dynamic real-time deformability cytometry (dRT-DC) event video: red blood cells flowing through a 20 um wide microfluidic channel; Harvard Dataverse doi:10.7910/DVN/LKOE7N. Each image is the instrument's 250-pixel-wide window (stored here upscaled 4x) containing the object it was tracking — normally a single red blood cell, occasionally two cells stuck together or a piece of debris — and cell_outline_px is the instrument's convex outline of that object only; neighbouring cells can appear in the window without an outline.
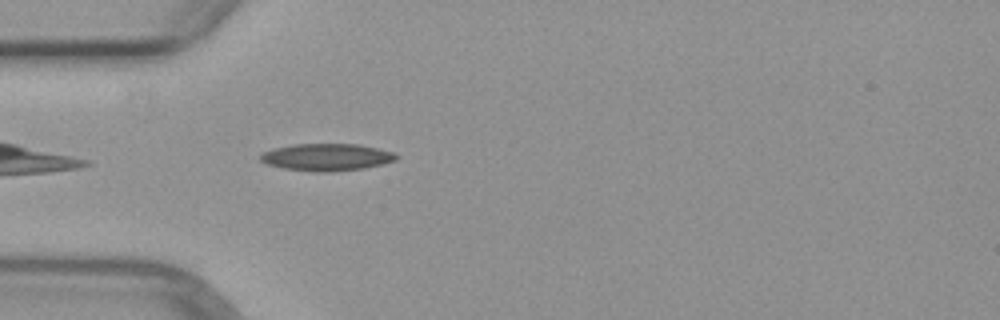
{"species": "common noctule bat (a hibernating species)", "species_latin": "Nyctalus noctula", "temperature_condition": "warm", "stored_images_in_passage": 5, "camera_frame_rate_fps": 3000, "um_per_image_px": 0.085, "animal": {"sex": "female", "body_mass_g": 29.2, "forearm_length_mm": 56.3}, "frame": {"image": 1, "passage_image": 5, "time_ms": 4.667, "image_size_px": [1000, 320], "cell_outline_px": [[400, 156], [396, 160], [364, 168], [332, 172], [312, 172], [284, 168], [268, 164], [260, 160], [260, 156], [264, 152], [276, 148], [292, 144], [356, 144], [376, 148], [392, 152]], "centroid_in_image_um": [27.77, 13.36], "position_along_channel_um": 57.2, "area_um2": 21.33}}